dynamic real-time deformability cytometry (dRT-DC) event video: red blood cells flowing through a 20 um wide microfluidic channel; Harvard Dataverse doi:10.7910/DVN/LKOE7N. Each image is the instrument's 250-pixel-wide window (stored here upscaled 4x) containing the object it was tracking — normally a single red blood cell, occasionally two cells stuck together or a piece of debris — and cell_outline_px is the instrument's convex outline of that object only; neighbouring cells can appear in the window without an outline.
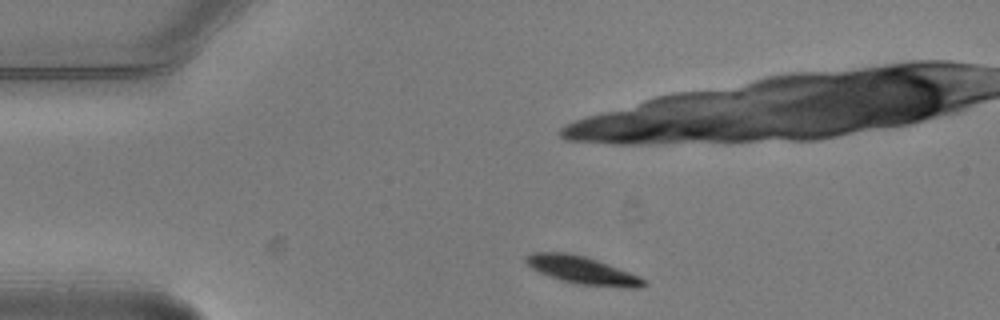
{"species": "common noctule bat (a hibernating species)", "species_latin": "Nyctalus noctula", "temperature_condition": "warm", "stored_images_in_passage": 2, "camera_frame_rate_fps": 3000, "um_per_image_px": 0.085, "animal": {"sex": "male", "body_mass_g": 20.5, "forearm_length_mm": 52.5}, "frame": {"image": 1, "passage_image": 1, "time_ms": 0.0, "image_size_px": [1000, 320], "cell_outline_px": [[648, 284], [640, 288], [624, 288], [576, 284], [560, 280], [548, 276], [532, 268], [524, 260], [524, 256], [532, 252], [568, 252], [584, 256], [608, 264], [640, 276], [648, 280]], "centroid_in_image_um": [49.53, 22.98], "position_along_channel_um": 35.5, "area_um2": 19.25}}